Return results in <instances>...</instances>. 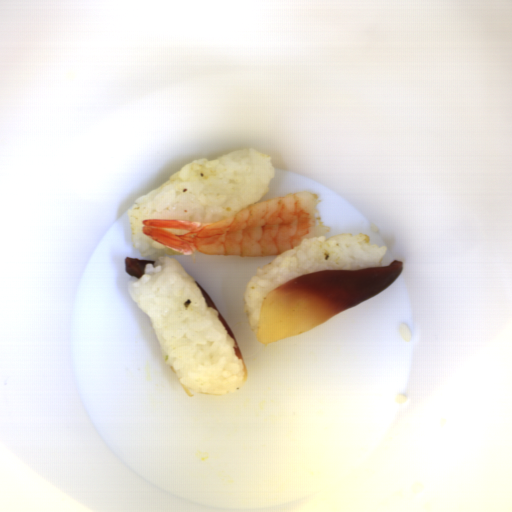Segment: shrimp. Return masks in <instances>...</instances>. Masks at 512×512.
Listing matches in <instances>:
<instances>
[{
	"label": "shrimp",
	"mask_w": 512,
	"mask_h": 512,
	"mask_svg": "<svg viewBox=\"0 0 512 512\" xmlns=\"http://www.w3.org/2000/svg\"><path fill=\"white\" fill-rule=\"evenodd\" d=\"M316 193L297 192L253 204L215 223L143 219L144 235L181 255L235 258L275 257L329 228L317 211Z\"/></svg>",
	"instance_id": "obj_1"
}]
</instances>
